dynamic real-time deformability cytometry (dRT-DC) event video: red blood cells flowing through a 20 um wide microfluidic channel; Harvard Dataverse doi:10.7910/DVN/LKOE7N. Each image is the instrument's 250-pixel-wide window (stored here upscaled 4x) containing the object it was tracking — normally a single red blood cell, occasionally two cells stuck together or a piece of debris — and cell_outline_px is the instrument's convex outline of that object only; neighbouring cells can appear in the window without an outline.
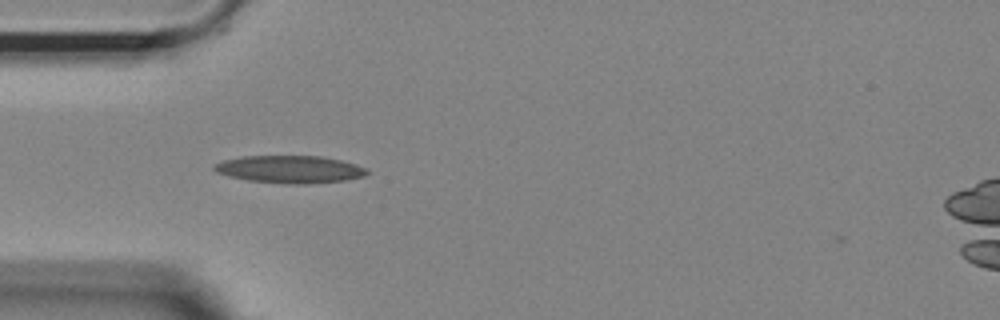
{"species": "Egyptian fruit bat (a non-hibernating species)", "species_latin": "Rousettus aegyptiacus", "temperature_condition": "room temperature", "stored_images_in_passage": 30, "camera_frame_rate_fps": 3000, "um_per_image_px": 0.085, "animal": {"sex": "female"}, "frame": {"image": 1, "passage_image": 2, "time_ms": 0.333, "image_size_px": [1000, 320], "cell_outline_px": [[368, 172], [364, 176], [344, 180], [308, 184], [296, 184], [248, 180], [228, 176], [216, 172], [212, 168], [212, 164], [224, 160], [240, 156], [320, 156], [340, 160], [356, 164], [364, 168]], "centroid_in_image_um": [24.58, 14.38], "position_along_channel_um": 60.4, "area_um2": 24.33}}
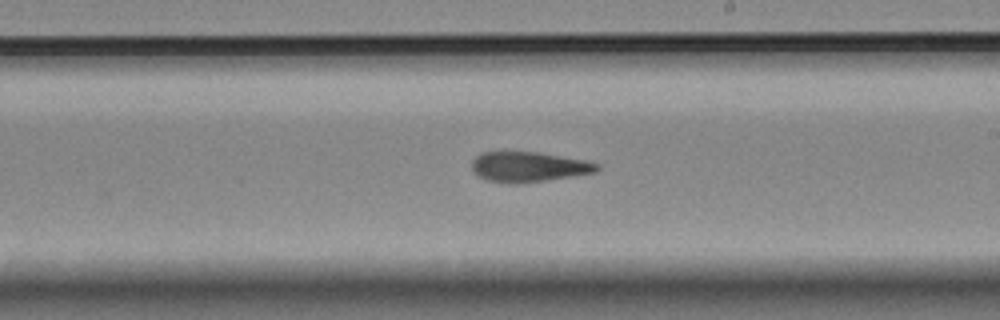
{"frame": {"image": 2, "passage_image": 17, "time_ms": 5.333, "image_size_px": [1000, 320], "cell_outline_px": [[600, 168], [596, 172], [548, 180], [520, 184], [508, 184], [488, 180], [476, 176], [472, 168], [472, 160], [480, 152], [504, 148], [536, 152], [588, 160], [600, 164]], "centroid_in_image_um": [44.87, 14.14], "position_along_channel_um": 244.1, "area_um2": 23.06}}
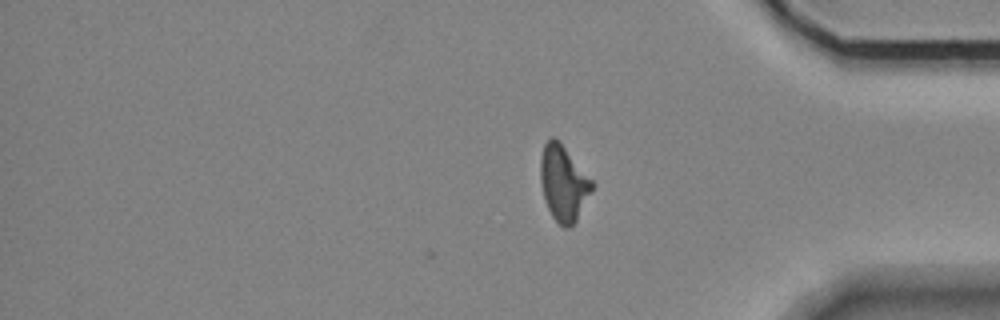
{"frame": {"image": 3, "passage_image": 30, "time_ms": 9.667, "image_size_px": [1000, 320], "cell_outline_px": [[596, 184], [592, 192], [576, 220], [568, 228], [564, 228], [552, 216], [548, 208], [544, 196], [540, 180], [540, 160], [544, 144], [552, 136], [556, 136], [560, 140]], "centroid_in_image_um": [47.91, 15.52], "position_along_channel_um": 387.3, "area_um2": 22.89}, "authors_computed_cell_mechanics": {"area_um2": 22.3975, "velocity_mm_per_s": 3.7013, "shape_relaxation_time_tau1_ms": null, "shape_relaxation_time_tau2_ms": 2.0934, "deformation_change_tau1": null, "deformation_change_tau2": 0.1168}}